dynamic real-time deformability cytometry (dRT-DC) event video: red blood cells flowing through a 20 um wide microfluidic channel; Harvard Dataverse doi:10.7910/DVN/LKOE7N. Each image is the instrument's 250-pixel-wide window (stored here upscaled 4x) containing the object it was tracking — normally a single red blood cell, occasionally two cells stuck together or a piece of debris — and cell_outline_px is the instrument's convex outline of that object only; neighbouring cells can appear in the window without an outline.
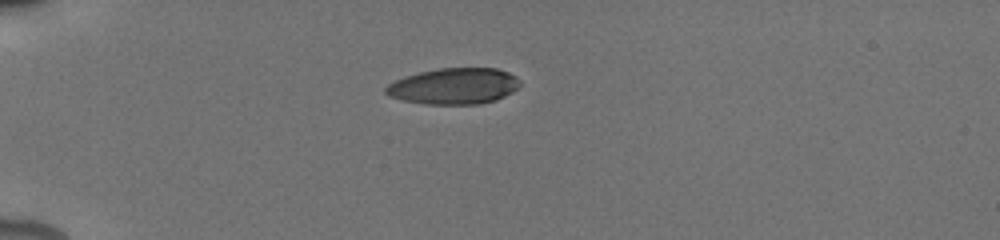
{"species": "human", "species_latin": "Homo sapiens", "temperature_condition": "cold", "stored_images_in_passage": 31, "camera_frame_rate_fps": 3000, "um_per_image_px": 0.085, "donor": {"sex": "male"}, "frame": {"image": 1, "passage_image": 1, "time_ms": 0.0, "image_size_px": [1000, 240], "cell_outline_px": [[520, 84], [512, 92], [496, 100], [480, 104], [428, 104], [400, 100], [388, 96], [384, 92], [384, 88], [388, 84], [404, 76], [420, 72], [440, 68], [496, 68], [508, 72], [516, 76], [520, 80]], "centroid_in_image_um": [38.57, 7.32], "position_along_channel_um": 46.4, "area_um2": 28.38}}
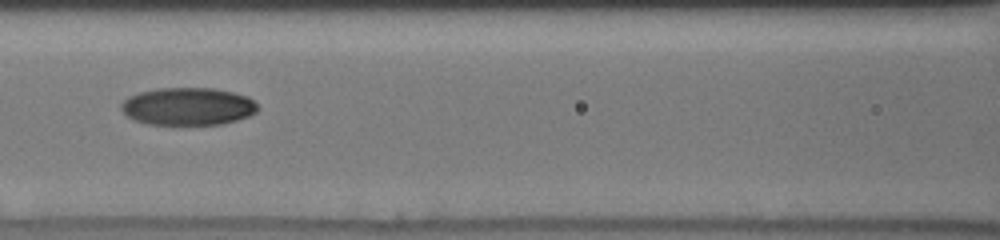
{"frame": {"image": 2, "passage_image": 11, "time_ms": 3.667, "image_size_px": [1000, 240], "cell_outline_px": [[260, 108], [256, 112], [248, 116], [236, 120], [220, 124], [148, 124], [136, 120], [128, 116], [120, 108], [120, 104], [128, 96], [140, 92], [156, 88], [212, 88], [232, 92], [248, 96]], "centroid_in_image_um": [15.97, 9.03], "position_along_channel_um": 150.6, "area_um2": 29.82}}
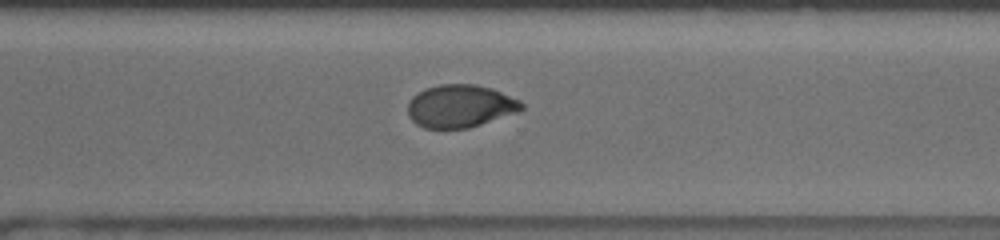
{"frame": {"image": 3, "passage_image": 22, "time_ms": 8.333, "image_size_px": [1000, 240], "cell_outline_px": [[524, 108], [520, 112], [468, 128], [424, 128], [416, 124], [408, 116], [408, 100], [412, 96], [424, 88], [440, 84], [476, 84], [492, 88], [520, 100], [524, 104]], "centroid_in_image_um": [39.12, 9.01], "position_along_channel_um": 331.5, "area_um2": 28.67}, "authors_computed_cell_mechanics": {"area_um2": 29.8248, "velocity_mm_per_s": 3.8875, "shape_relaxation_time_tau1_ms": 5.8679, "shape_relaxation_time_tau2_ms": 7.9586, "deformation_change_tau1": 0.1804, "deformation_change_tau2": 0.0702}}